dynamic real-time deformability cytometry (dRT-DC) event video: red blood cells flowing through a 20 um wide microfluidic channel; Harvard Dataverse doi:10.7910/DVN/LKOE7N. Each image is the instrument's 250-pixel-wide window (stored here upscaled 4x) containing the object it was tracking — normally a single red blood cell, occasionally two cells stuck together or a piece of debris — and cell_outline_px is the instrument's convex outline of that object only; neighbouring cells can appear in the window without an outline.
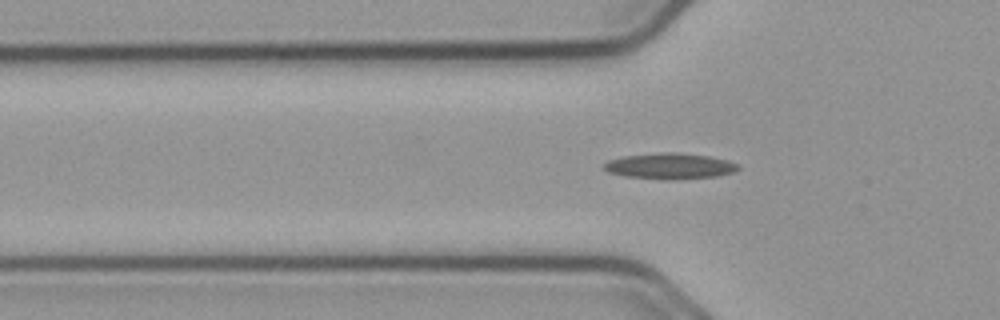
{"species": "common noctule bat (a hibernating species)", "species_latin": "Nyctalus noctula", "temperature_condition": "cold", "stored_images_in_passage": 50, "camera_frame_rate_fps": 3000, "um_per_image_px": 0.085, "animal": {"sex": "male", "body_mass_g": 23.1, "forearm_length_mm": 52.7}, "frame": {"image": 1, "passage_image": 19, "time_ms": 6.0, "image_size_px": [1000, 320], "cell_outline_px": [[740, 168], [732, 172], [716, 176], [676, 180], [660, 180], [624, 176], [608, 172], [604, 168], [604, 164], [608, 160], [624, 156], [668, 152], [672, 152], [708, 156], [728, 160], [740, 164]], "centroid_in_image_um": [56.94, 14.13], "position_along_channel_um": 68.9, "area_um2": 20.29}}
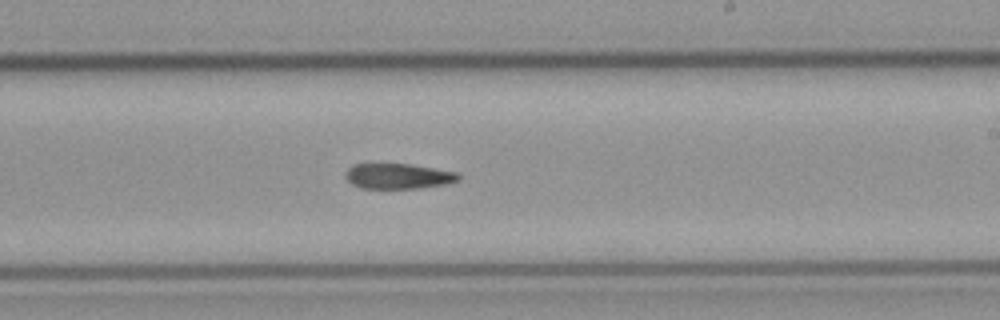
{"frame": {"image": 2, "passage_image": 34, "time_ms": 11.0, "image_size_px": [1000, 320], "cell_outline_px": [[460, 180], [444, 184], [420, 188], [360, 188], [352, 184], [348, 180], [348, 168], [356, 164], [408, 164], [460, 172]], "centroid_in_image_um": [33.92, 14.97], "position_along_channel_um": 255.1, "area_um2": 16.47}}
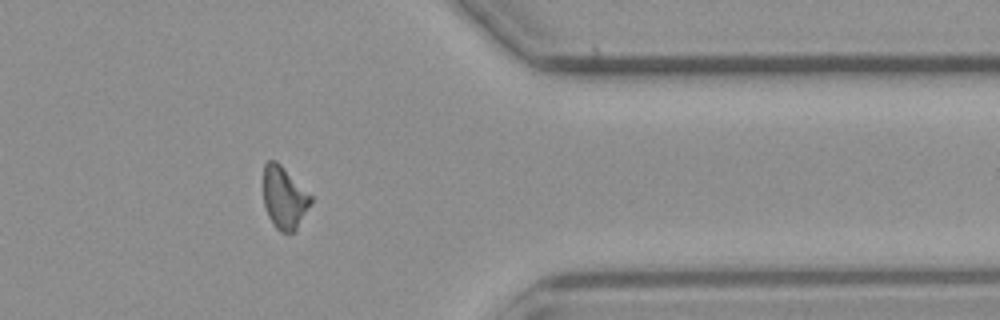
{"frame": {"image": 3, "passage_image": 46, "time_ms": 15.0, "image_size_px": [1000, 320], "cell_outline_px": [[312, 204], [296, 232], [280, 232], [272, 224], [268, 216], [264, 204], [264, 164], [268, 160], [276, 160], [312, 196]], "centroid_in_image_um": [24.18, 16.84], "position_along_channel_um": 387.2, "area_um2": 17.4}}